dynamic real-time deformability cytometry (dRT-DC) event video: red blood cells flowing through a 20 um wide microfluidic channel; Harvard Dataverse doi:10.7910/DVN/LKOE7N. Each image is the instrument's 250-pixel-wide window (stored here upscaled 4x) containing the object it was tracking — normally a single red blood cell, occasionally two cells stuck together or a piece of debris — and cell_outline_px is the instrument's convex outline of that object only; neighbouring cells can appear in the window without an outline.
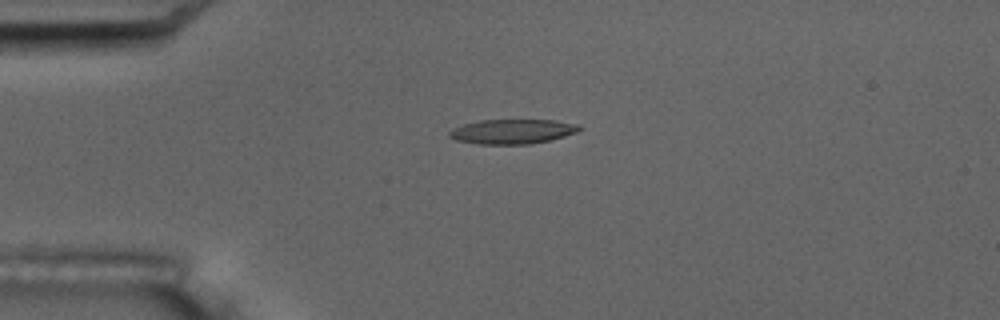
{"species": "common noctule bat (a hibernating species)", "species_latin": "Nyctalus noctula", "temperature_condition": "room temperature", "stored_images_in_passage": 6, "camera_frame_rate_fps": 3000, "um_per_image_px": 0.085, "animal": {"sex": "male", "body_mass_g": 17.5, "forearm_length_mm": 52.3}, "frame": {"image": 1, "passage_image": 5, "time_ms": 4.667, "image_size_px": [1000, 320], "cell_outline_px": [[580, 128], [576, 132], [564, 136], [548, 140], [528, 144], [480, 144], [456, 140], [448, 136], [448, 132], [452, 128], [464, 124], [480, 120], [556, 120], [580, 124]], "centroid_in_image_um": [43.53, 11.17], "position_along_channel_um": 41.5, "area_um2": 18.55}}